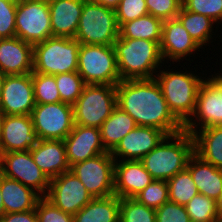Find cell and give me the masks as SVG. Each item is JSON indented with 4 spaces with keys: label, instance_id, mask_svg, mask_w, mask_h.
<instances>
[{
    "label": "cell",
    "instance_id": "obj_28",
    "mask_svg": "<svg viewBox=\"0 0 222 222\" xmlns=\"http://www.w3.org/2000/svg\"><path fill=\"white\" fill-rule=\"evenodd\" d=\"M137 126L135 120L118 106L100 127L104 148L111 152L122 138Z\"/></svg>",
    "mask_w": 222,
    "mask_h": 222
},
{
    "label": "cell",
    "instance_id": "obj_19",
    "mask_svg": "<svg viewBox=\"0 0 222 222\" xmlns=\"http://www.w3.org/2000/svg\"><path fill=\"white\" fill-rule=\"evenodd\" d=\"M69 166L108 152L102 143L100 128L74 124L64 139Z\"/></svg>",
    "mask_w": 222,
    "mask_h": 222
},
{
    "label": "cell",
    "instance_id": "obj_22",
    "mask_svg": "<svg viewBox=\"0 0 222 222\" xmlns=\"http://www.w3.org/2000/svg\"><path fill=\"white\" fill-rule=\"evenodd\" d=\"M84 1L48 0L52 37H75Z\"/></svg>",
    "mask_w": 222,
    "mask_h": 222
},
{
    "label": "cell",
    "instance_id": "obj_4",
    "mask_svg": "<svg viewBox=\"0 0 222 222\" xmlns=\"http://www.w3.org/2000/svg\"><path fill=\"white\" fill-rule=\"evenodd\" d=\"M166 69H159L154 78L161 88L169 110L184 125L195 111L198 90L206 76H198L196 69L195 74L191 70L187 71V68L186 71Z\"/></svg>",
    "mask_w": 222,
    "mask_h": 222
},
{
    "label": "cell",
    "instance_id": "obj_38",
    "mask_svg": "<svg viewBox=\"0 0 222 222\" xmlns=\"http://www.w3.org/2000/svg\"><path fill=\"white\" fill-rule=\"evenodd\" d=\"M115 13L119 28L124 23L149 14L146 0H121Z\"/></svg>",
    "mask_w": 222,
    "mask_h": 222
},
{
    "label": "cell",
    "instance_id": "obj_41",
    "mask_svg": "<svg viewBox=\"0 0 222 222\" xmlns=\"http://www.w3.org/2000/svg\"><path fill=\"white\" fill-rule=\"evenodd\" d=\"M148 13L162 21L174 19L180 12L182 0H146Z\"/></svg>",
    "mask_w": 222,
    "mask_h": 222
},
{
    "label": "cell",
    "instance_id": "obj_12",
    "mask_svg": "<svg viewBox=\"0 0 222 222\" xmlns=\"http://www.w3.org/2000/svg\"><path fill=\"white\" fill-rule=\"evenodd\" d=\"M215 126H222V85L209 75L199 87L195 111L184 124V130L193 135L205 127Z\"/></svg>",
    "mask_w": 222,
    "mask_h": 222
},
{
    "label": "cell",
    "instance_id": "obj_35",
    "mask_svg": "<svg viewBox=\"0 0 222 222\" xmlns=\"http://www.w3.org/2000/svg\"><path fill=\"white\" fill-rule=\"evenodd\" d=\"M55 81L59 90L61 102L73 105L81 95L86 85L77 71L56 74Z\"/></svg>",
    "mask_w": 222,
    "mask_h": 222
},
{
    "label": "cell",
    "instance_id": "obj_46",
    "mask_svg": "<svg viewBox=\"0 0 222 222\" xmlns=\"http://www.w3.org/2000/svg\"><path fill=\"white\" fill-rule=\"evenodd\" d=\"M220 71H221V72H220ZM220 71L217 70V72H219V73H216V72H215V74H212V76H213L217 81H219V82L221 83V85H222V70H220Z\"/></svg>",
    "mask_w": 222,
    "mask_h": 222
},
{
    "label": "cell",
    "instance_id": "obj_17",
    "mask_svg": "<svg viewBox=\"0 0 222 222\" xmlns=\"http://www.w3.org/2000/svg\"><path fill=\"white\" fill-rule=\"evenodd\" d=\"M200 49L205 50L204 47L201 48L191 38L190 34L177 18L163 21L160 52L164 62L168 63L172 61L175 64L177 62L180 63V60L183 61L185 58V60L189 61L190 57L196 55V51L200 52Z\"/></svg>",
    "mask_w": 222,
    "mask_h": 222
},
{
    "label": "cell",
    "instance_id": "obj_33",
    "mask_svg": "<svg viewBox=\"0 0 222 222\" xmlns=\"http://www.w3.org/2000/svg\"><path fill=\"white\" fill-rule=\"evenodd\" d=\"M32 83L36 104L61 102L54 75L32 72Z\"/></svg>",
    "mask_w": 222,
    "mask_h": 222
},
{
    "label": "cell",
    "instance_id": "obj_42",
    "mask_svg": "<svg viewBox=\"0 0 222 222\" xmlns=\"http://www.w3.org/2000/svg\"><path fill=\"white\" fill-rule=\"evenodd\" d=\"M156 222H191L185 206L168 201L156 209Z\"/></svg>",
    "mask_w": 222,
    "mask_h": 222
},
{
    "label": "cell",
    "instance_id": "obj_24",
    "mask_svg": "<svg viewBox=\"0 0 222 222\" xmlns=\"http://www.w3.org/2000/svg\"><path fill=\"white\" fill-rule=\"evenodd\" d=\"M0 191L5 213L34 210L41 198L33 189L4 175L0 178Z\"/></svg>",
    "mask_w": 222,
    "mask_h": 222
},
{
    "label": "cell",
    "instance_id": "obj_49",
    "mask_svg": "<svg viewBox=\"0 0 222 222\" xmlns=\"http://www.w3.org/2000/svg\"><path fill=\"white\" fill-rule=\"evenodd\" d=\"M3 175V155L2 152L0 151V178Z\"/></svg>",
    "mask_w": 222,
    "mask_h": 222
},
{
    "label": "cell",
    "instance_id": "obj_27",
    "mask_svg": "<svg viewBox=\"0 0 222 222\" xmlns=\"http://www.w3.org/2000/svg\"><path fill=\"white\" fill-rule=\"evenodd\" d=\"M192 136L194 153L202 160L222 169V126L205 127Z\"/></svg>",
    "mask_w": 222,
    "mask_h": 222
},
{
    "label": "cell",
    "instance_id": "obj_45",
    "mask_svg": "<svg viewBox=\"0 0 222 222\" xmlns=\"http://www.w3.org/2000/svg\"><path fill=\"white\" fill-rule=\"evenodd\" d=\"M216 208L219 216V221H222V193L219 198L216 200Z\"/></svg>",
    "mask_w": 222,
    "mask_h": 222
},
{
    "label": "cell",
    "instance_id": "obj_10",
    "mask_svg": "<svg viewBox=\"0 0 222 222\" xmlns=\"http://www.w3.org/2000/svg\"><path fill=\"white\" fill-rule=\"evenodd\" d=\"M114 163L111 153L105 152L71 165L70 171L93 198H103L114 194Z\"/></svg>",
    "mask_w": 222,
    "mask_h": 222
},
{
    "label": "cell",
    "instance_id": "obj_47",
    "mask_svg": "<svg viewBox=\"0 0 222 222\" xmlns=\"http://www.w3.org/2000/svg\"><path fill=\"white\" fill-rule=\"evenodd\" d=\"M5 76L6 75L0 70V98H1V92H2V88H3Z\"/></svg>",
    "mask_w": 222,
    "mask_h": 222
},
{
    "label": "cell",
    "instance_id": "obj_43",
    "mask_svg": "<svg viewBox=\"0 0 222 222\" xmlns=\"http://www.w3.org/2000/svg\"><path fill=\"white\" fill-rule=\"evenodd\" d=\"M0 222H38L35 209L26 212L5 213Z\"/></svg>",
    "mask_w": 222,
    "mask_h": 222
},
{
    "label": "cell",
    "instance_id": "obj_44",
    "mask_svg": "<svg viewBox=\"0 0 222 222\" xmlns=\"http://www.w3.org/2000/svg\"><path fill=\"white\" fill-rule=\"evenodd\" d=\"M91 2L103 5L104 7L110 8V9H116L121 2V0H89Z\"/></svg>",
    "mask_w": 222,
    "mask_h": 222
},
{
    "label": "cell",
    "instance_id": "obj_16",
    "mask_svg": "<svg viewBox=\"0 0 222 222\" xmlns=\"http://www.w3.org/2000/svg\"><path fill=\"white\" fill-rule=\"evenodd\" d=\"M31 115H1L0 151L2 153L26 151L39 142Z\"/></svg>",
    "mask_w": 222,
    "mask_h": 222
},
{
    "label": "cell",
    "instance_id": "obj_14",
    "mask_svg": "<svg viewBox=\"0 0 222 222\" xmlns=\"http://www.w3.org/2000/svg\"><path fill=\"white\" fill-rule=\"evenodd\" d=\"M3 175L19 181L45 197L50 186V179L34 162L30 150L2 153Z\"/></svg>",
    "mask_w": 222,
    "mask_h": 222
},
{
    "label": "cell",
    "instance_id": "obj_15",
    "mask_svg": "<svg viewBox=\"0 0 222 222\" xmlns=\"http://www.w3.org/2000/svg\"><path fill=\"white\" fill-rule=\"evenodd\" d=\"M35 105L32 73L6 75L0 98V115H31Z\"/></svg>",
    "mask_w": 222,
    "mask_h": 222
},
{
    "label": "cell",
    "instance_id": "obj_34",
    "mask_svg": "<svg viewBox=\"0 0 222 222\" xmlns=\"http://www.w3.org/2000/svg\"><path fill=\"white\" fill-rule=\"evenodd\" d=\"M119 222H156V210L134 198H120Z\"/></svg>",
    "mask_w": 222,
    "mask_h": 222
},
{
    "label": "cell",
    "instance_id": "obj_20",
    "mask_svg": "<svg viewBox=\"0 0 222 222\" xmlns=\"http://www.w3.org/2000/svg\"><path fill=\"white\" fill-rule=\"evenodd\" d=\"M153 180L140 160L114 163V194L119 198H134Z\"/></svg>",
    "mask_w": 222,
    "mask_h": 222
},
{
    "label": "cell",
    "instance_id": "obj_7",
    "mask_svg": "<svg viewBox=\"0 0 222 222\" xmlns=\"http://www.w3.org/2000/svg\"><path fill=\"white\" fill-rule=\"evenodd\" d=\"M116 106V85L86 84L73 104L74 124L100 128Z\"/></svg>",
    "mask_w": 222,
    "mask_h": 222
},
{
    "label": "cell",
    "instance_id": "obj_21",
    "mask_svg": "<svg viewBox=\"0 0 222 222\" xmlns=\"http://www.w3.org/2000/svg\"><path fill=\"white\" fill-rule=\"evenodd\" d=\"M0 70L5 75L33 72V45L18 37L0 39Z\"/></svg>",
    "mask_w": 222,
    "mask_h": 222
},
{
    "label": "cell",
    "instance_id": "obj_1",
    "mask_svg": "<svg viewBox=\"0 0 222 222\" xmlns=\"http://www.w3.org/2000/svg\"><path fill=\"white\" fill-rule=\"evenodd\" d=\"M117 106L129 114L137 126L158 128L167 135L184 130L169 110L155 78L121 80L116 85Z\"/></svg>",
    "mask_w": 222,
    "mask_h": 222
},
{
    "label": "cell",
    "instance_id": "obj_26",
    "mask_svg": "<svg viewBox=\"0 0 222 222\" xmlns=\"http://www.w3.org/2000/svg\"><path fill=\"white\" fill-rule=\"evenodd\" d=\"M120 198L115 194L93 198L73 215V222H119Z\"/></svg>",
    "mask_w": 222,
    "mask_h": 222
},
{
    "label": "cell",
    "instance_id": "obj_39",
    "mask_svg": "<svg viewBox=\"0 0 222 222\" xmlns=\"http://www.w3.org/2000/svg\"><path fill=\"white\" fill-rule=\"evenodd\" d=\"M18 0H0V39L16 37V7Z\"/></svg>",
    "mask_w": 222,
    "mask_h": 222
},
{
    "label": "cell",
    "instance_id": "obj_32",
    "mask_svg": "<svg viewBox=\"0 0 222 222\" xmlns=\"http://www.w3.org/2000/svg\"><path fill=\"white\" fill-rule=\"evenodd\" d=\"M185 208L191 222H219L216 201L205 195L196 194Z\"/></svg>",
    "mask_w": 222,
    "mask_h": 222
},
{
    "label": "cell",
    "instance_id": "obj_9",
    "mask_svg": "<svg viewBox=\"0 0 222 222\" xmlns=\"http://www.w3.org/2000/svg\"><path fill=\"white\" fill-rule=\"evenodd\" d=\"M16 37L35 45L52 37L48 0H18Z\"/></svg>",
    "mask_w": 222,
    "mask_h": 222
},
{
    "label": "cell",
    "instance_id": "obj_23",
    "mask_svg": "<svg viewBox=\"0 0 222 222\" xmlns=\"http://www.w3.org/2000/svg\"><path fill=\"white\" fill-rule=\"evenodd\" d=\"M30 152L34 162L50 180L70 170L64 140H39Z\"/></svg>",
    "mask_w": 222,
    "mask_h": 222
},
{
    "label": "cell",
    "instance_id": "obj_37",
    "mask_svg": "<svg viewBox=\"0 0 222 222\" xmlns=\"http://www.w3.org/2000/svg\"><path fill=\"white\" fill-rule=\"evenodd\" d=\"M182 7L188 11L208 16L216 22V25L217 23L222 24V0H182Z\"/></svg>",
    "mask_w": 222,
    "mask_h": 222
},
{
    "label": "cell",
    "instance_id": "obj_13",
    "mask_svg": "<svg viewBox=\"0 0 222 222\" xmlns=\"http://www.w3.org/2000/svg\"><path fill=\"white\" fill-rule=\"evenodd\" d=\"M45 198L63 212L72 215L93 199L86 187L70 170L51 179Z\"/></svg>",
    "mask_w": 222,
    "mask_h": 222
},
{
    "label": "cell",
    "instance_id": "obj_8",
    "mask_svg": "<svg viewBox=\"0 0 222 222\" xmlns=\"http://www.w3.org/2000/svg\"><path fill=\"white\" fill-rule=\"evenodd\" d=\"M77 72L85 84L117 85L121 78L114 46L80 44Z\"/></svg>",
    "mask_w": 222,
    "mask_h": 222
},
{
    "label": "cell",
    "instance_id": "obj_2",
    "mask_svg": "<svg viewBox=\"0 0 222 222\" xmlns=\"http://www.w3.org/2000/svg\"><path fill=\"white\" fill-rule=\"evenodd\" d=\"M113 46L121 80L152 79L162 64L165 67L160 42L118 36Z\"/></svg>",
    "mask_w": 222,
    "mask_h": 222
},
{
    "label": "cell",
    "instance_id": "obj_31",
    "mask_svg": "<svg viewBox=\"0 0 222 222\" xmlns=\"http://www.w3.org/2000/svg\"><path fill=\"white\" fill-rule=\"evenodd\" d=\"M169 201L185 206L196 194L197 186L186 168L167 180Z\"/></svg>",
    "mask_w": 222,
    "mask_h": 222
},
{
    "label": "cell",
    "instance_id": "obj_5",
    "mask_svg": "<svg viewBox=\"0 0 222 222\" xmlns=\"http://www.w3.org/2000/svg\"><path fill=\"white\" fill-rule=\"evenodd\" d=\"M80 42L75 38L49 37L33 46V72L56 75L78 70Z\"/></svg>",
    "mask_w": 222,
    "mask_h": 222
},
{
    "label": "cell",
    "instance_id": "obj_29",
    "mask_svg": "<svg viewBox=\"0 0 222 222\" xmlns=\"http://www.w3.org/2000/svg\"><path fill=\"white\" fill-rule=\"evenodd\" d=\"M163 21L153 15H145L124 23L119 28V36L124 39H146L160 42Z\"/></svg>",
    "mask_w": 222,
    "mask_h": 222
},
{
    "label": "cell",
    "instance_id": "obj_6",
    "mask_svg": "<svg viewBox=\"0 0 222 222\" xmlns=\"http://www.w3.org/2000/svg\"><path fill=\"white\" fill-rule=\"evenodd\" d=\"M119 36V26L114 9L84 1L75 39L80 44L114 45Z\"/></svg>",
    "mask_w": 222,
    "mask_h": 222
},
{
    "label": "cell",
    "instance_id": "obj_40",
    "mask_svg": "<svg viewBox=\"0 0 222 222\" xmlns=\"http://www.w3.org/2000/svg\"><path fill=\"white\" fill-rule=\"evenodd\" d=\"M38 222H73V215L63 212L45 197H41L35 208Z\"/></svg>",
    "mask_w": 222,
    "mask_h": 222
},
{
    "label": "cell",
    "instance_id": "obj_3",
    "mask_svg": "<svg viewBox=\"0 0 222 222\" xmlns=\"http://www.w3.org/2000/svg\"><path fill=\"white\" fill-rule=\"evenodd\" d=\"M193 154V136L183 130L173 135H167L140 161L154 180H169L187 168L188 161Z\"/></svg>",
    "mask_w": 222,
    "mask_h": 222
},
{
    "label": "cell",
    "instance_id": "obj_18",
    "mask_svg": "<svg viewBox=\"0 0 222 222\" xmlns=\"http://www.w3.org/2000/svg\"><path fill=\"white\" fill-rule=\"evenodd\" d=\"M166 136L167 134L158 128L136 126L110 153L115 161L141 160Z\"/></svg>",
    "mask_w": 222,
    "mask_h": 222
},
{
    "label": "cell",
    "instance_id": "obj_48",
    "mask_svg": "<svg viewBox=\"0 0 222 222\" xmlns=\"http://www.w3.org/2000/svg\"><path fill=\"white\" fill-rule=\"evenodd\" d=\"M5 214L4 205L2 201L1 191H0V219Z\"/></svg>",
    "mask_w": 222,
    "mask_h": 222
},
{
    "label": "cell",
    "instance_id": "obj_36",
    "mask_svg": "<svg viewBox=\"0 0 222 222\" xmlns=\"http://www.w3.org/2000/svg\"><path fill=\"white\" fill-rule=\"evenodd\" d=\"M134 199L156 210L169 201L167 180H153Z\"/></svg>",
    "mask_w": 222,
    "mask_h": 222
},
{
    "label": "cell",
    "instance_id": "obj_30",
    "mask_svg": "<svg viewBox=\"0 0 222 222\" xmlns=\"http://www.w3.org/2000/svg\"><path fill=\"white\" fill-rule=\"evenodd\" d=\"M176 18L182 23L191 38L202 48L209 46L216 23L208 16L188 11L181 7ZM212 32V33H211Z\"/></svg>",
    "mask_w": 222,
    "mask_h": 222
},
{
    "label": "cell",
    "instance_id": "obj_11",
    "mask_svg": "<svg viewBox=\"0 0 222 222\" xmlns=\"http://www.w3.org/2000/svg\"><path fill=\"white\" fill-rule=\"evenodd\" d=\"M31 118L40 140H64L74 126L73 105L65 102L36 104Z\"/></svg>",
    "mask_w": 222,
    "mask_h": 222
},
{
    "label": "cell",
    "instance_id": "obj_25",
    "mask_svg": "<svg viewBox=\"0 0 222 222\" xmlns=\"http://www.w3.org/2000/svg\"><path fill=\"white\" fill-rule=\"evenodd\" d=\"M187 169L198 192L216 201L222 193V169L202 160L195 153L190 157Z\"/></svg>",
    "mask_w": 222,
    "mask_h": 222
}]
</instances>
